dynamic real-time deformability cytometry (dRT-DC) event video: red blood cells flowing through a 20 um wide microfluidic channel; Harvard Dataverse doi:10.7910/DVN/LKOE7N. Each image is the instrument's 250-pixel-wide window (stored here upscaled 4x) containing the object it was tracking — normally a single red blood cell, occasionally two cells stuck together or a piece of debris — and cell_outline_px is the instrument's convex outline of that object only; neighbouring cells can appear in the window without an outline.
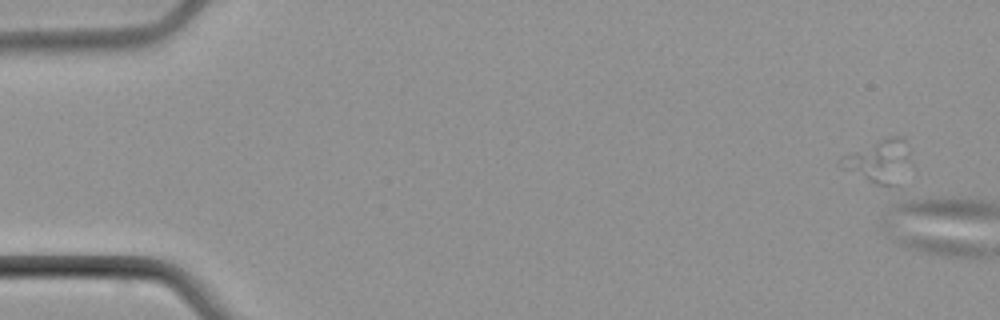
{"species": "common noctule bat (a hibernating species)", "species_latin": "Nyctalus noctula", "temperature_condition": "cold", "stored_images_in_passage": 2, "camera_frame_rate_fps": 3000, "um_per_image_px": 0.085, "animal": {"sex": "male", "body_mass_g": 21.5, "forearm_length_mm": 52.0}, "frame": {"image": 1, "passage_image": 1, "time_ms": 0.0, "image_size_px": [1000, 320], "cell_outline_px": [[912, 148], [896, 184], [876, 184], [840, 168], [836, 160], [844, 156], [880, 140], [892, 136], [900, 136]], "centroid_in_image_um": [74.66, 13.66], "position_along_channel_um": 10.3, "area_um2": 16.53}}